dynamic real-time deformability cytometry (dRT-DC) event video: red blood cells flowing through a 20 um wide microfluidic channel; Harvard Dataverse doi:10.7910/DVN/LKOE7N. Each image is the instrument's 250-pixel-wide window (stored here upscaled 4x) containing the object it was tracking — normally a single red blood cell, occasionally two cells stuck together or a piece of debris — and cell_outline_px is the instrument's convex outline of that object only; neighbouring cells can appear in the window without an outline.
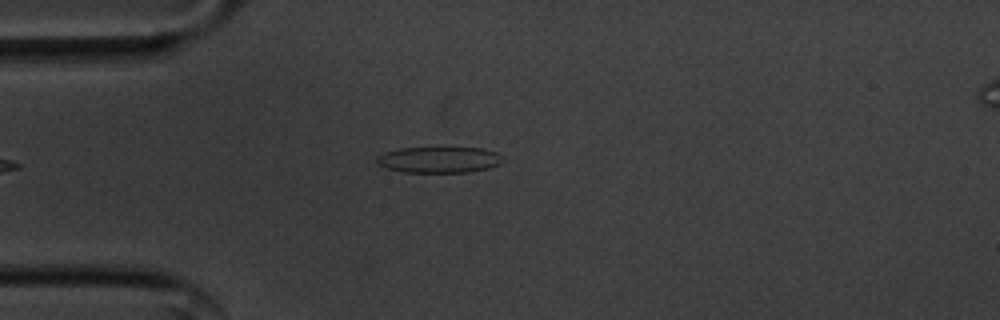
{"species": "common noctule bat (a hibernating species)", "species_latin": "Nyctalus noctula", "temperature_condition": "cold", "stored_images_in_passage": 39, "camera_frame_rate_fps": 3000, "um_per_image_px": 0.085, "animal": {"sex": "male", "body_mass_g": 20.1, "forearm_length_mm": 53.5}, "frame": {"image": 1, "passage_image": 3, "time_ms": 0.667, "image_size_px": [1000, 320], "cell_outline_px": [[504, 160], [500, 164], [488, 168], [468, 172], [404, 172], [388, 168], [380, 164], [376, 160], [384, 152], [400, 148], [444, 144], [484, 148], [496, 152]], "centroid_in_image_um": [37.38, 13.51], "position_along_channel_um": 47.6, "area_um2": 20.11}}
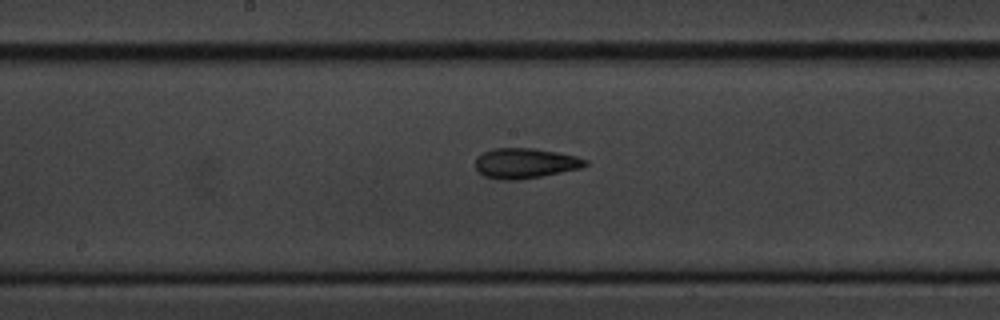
{"frame": {"image": 2, "passage_image": 17, "time_ms": 5.333, "image_size_px": [1000, 320], "cell_outline_px": [[588, 164], [580, 168], [520, 180], [504, 180], [484, 176], [476, 168], [476, 156], [492, 148], [532, 148], [556, 152], [576, 156], [588, 160]], "centroid_in_image_um": [44.62, 13.87], "position_along_channel_um": 203.6, "area_um2": 19.19}}
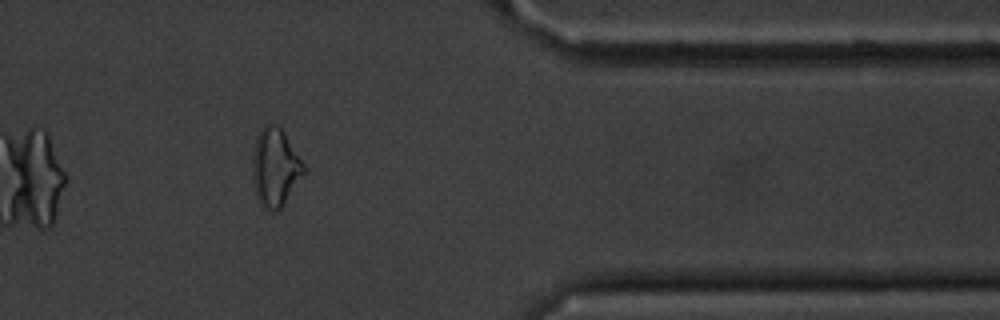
{"frame": {"image": 3, "passage_image": 34, "time_ms": 11.0, "image_size_px": [1000, 320], "cell_outline_px": [[304, 172], [280, 208], [276, 212], [264, 208], [260, 204], [256, 196], [252, 172], [252, 156], [256, 136], [264, 124], [272, 124], [280, 128], [304, 164]], "centroid_in_image_um": [23.34, 14.23], "position_along_channel_um": 388.1, "area_um2": 22.77}, "authors_computed_cell_mechanics": {"area_um2": 19.1896, "velocity_mm_per_s": 3.5886, "shape_relaxation_time_tau1_ms": 4.7357, "shape_relaxation_time_tau2_ms": 2.5776, "deformation_change_tau1": 0.1395, "deformation_change_tau2": 0.1107}}